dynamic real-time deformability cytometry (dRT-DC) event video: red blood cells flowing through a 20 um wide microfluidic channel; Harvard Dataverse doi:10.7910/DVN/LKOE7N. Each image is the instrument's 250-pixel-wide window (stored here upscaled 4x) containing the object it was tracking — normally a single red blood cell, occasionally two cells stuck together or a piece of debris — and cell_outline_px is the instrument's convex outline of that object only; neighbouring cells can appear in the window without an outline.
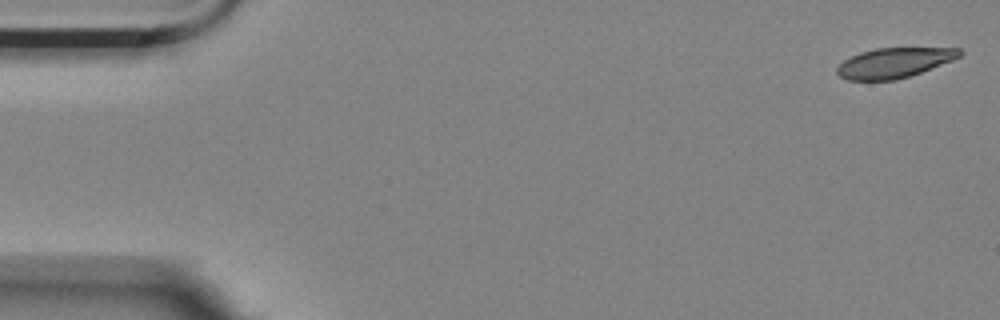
{"species": "Egyptian fruit bat (a non-hibernating species)", "species_latin": "Rousettus aegyptiacus", "temperature_condition": "room temperature", "stored_images_in_passage": 13, "camera_frame_rate_fps": 3000, "um_per_image_px": 0.085, "animal": {"sex": "female"}, "frame": {"image": 1, "passage_image": 1, "time_ms": 0.0, "image_size_px": [1000, 320], "cell_outline_px": [[964, 52], [960, 56], [952, 60], [920, 72], [896, 80], [848, 80], [840, 76], [836, 72], [836, 68], [844, 60], [860, 52], [876, 48], [960, 48]], "centroid_in_image_um": [75.99, 5.33], "position_along_channel_um": 9.0, "area_um2": 21.21}}
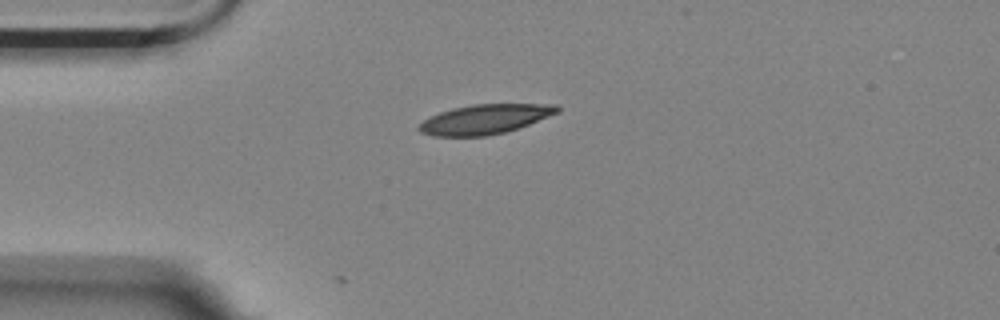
{"frame": {"image": 2, "passage_image": 13, "time_ms": 4.0, "image_size_px": [1000, 320], "cell_outline_px": [[560, 112], [528, 124], [504, 132], [488, 136], [432, 136], [420, 132], [416, 128], [424, 120], [440, 112], [452, 108], [472, 104], [556, 104], [560, 108]], "centroid_in_image_um": [41.21, 10.13], "position_along_channel_um": 43.8, "area_um2": 23.76}}